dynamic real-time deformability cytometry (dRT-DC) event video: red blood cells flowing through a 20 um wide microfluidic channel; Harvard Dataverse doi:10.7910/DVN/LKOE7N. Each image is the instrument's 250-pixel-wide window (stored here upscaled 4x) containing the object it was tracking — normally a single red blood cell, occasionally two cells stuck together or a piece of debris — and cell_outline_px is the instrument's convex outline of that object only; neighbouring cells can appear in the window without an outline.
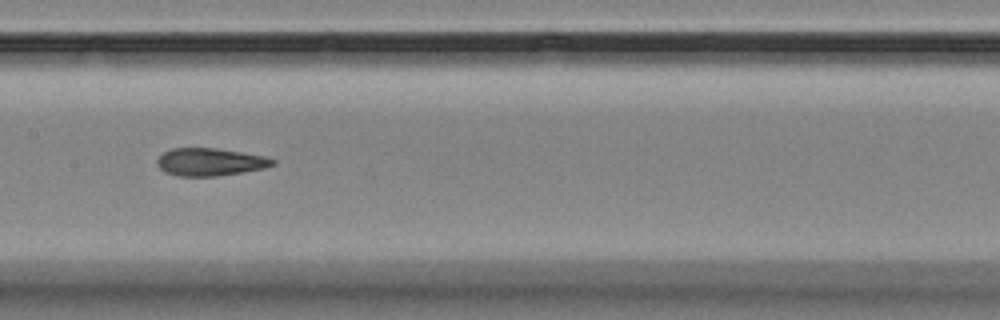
{"species": "Egyptian fruit bat (a non-hibernating species)", "species_latin": "Rousettus aegyptiacus", "temperature_condition": "room temperature", "stored_images_in_passage": 10, "camera_frame_rate_fps": 3000, "um_per_image_px": 0.085, "animal": {"sex": "female"}, "frame": {"image": 1, "passage_image": 7, "time_ms": 6.667, "image_size_px": [1000, 320], "cell_outline_px": [[276, 164], [264, 168], [216, 176], [180, 176], [164, 172], [156, 164], [156, 160], [164, 152], [172, 148], [216, 148], [264, 156], [276, 160]], "centroid_in_image_um": [17.84, 13.76], "position_along_channel_um": 189.6, "area_um2": 18.5}}
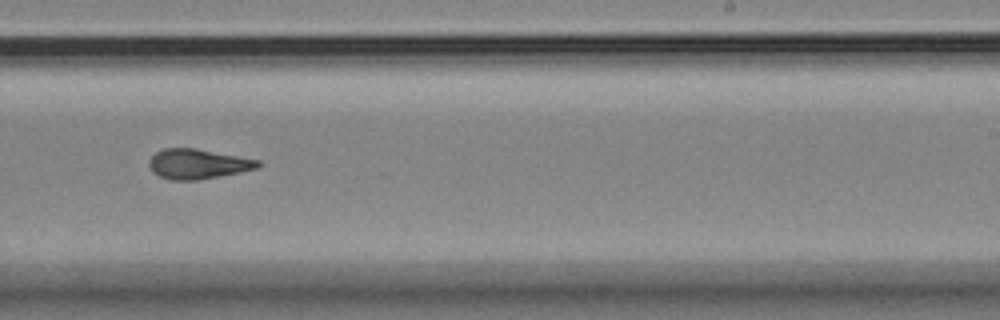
{"frame": {"image": 2, "passage_image": 9, "time_ms": 9.0, "image_size_px": [1000, 320], "cell_outline_px": [[260, 164], [256, 168], [240, 172], [200, 180], [168, 180], [152, 172], [148, 164], [148, 160], [156, 152], [164, 148], [196, 148], [260, 160]], "centroid_in_image_um": [16.78, 13.94], "position_along_channel_um": 272.2, "area_um2": 19.02}}
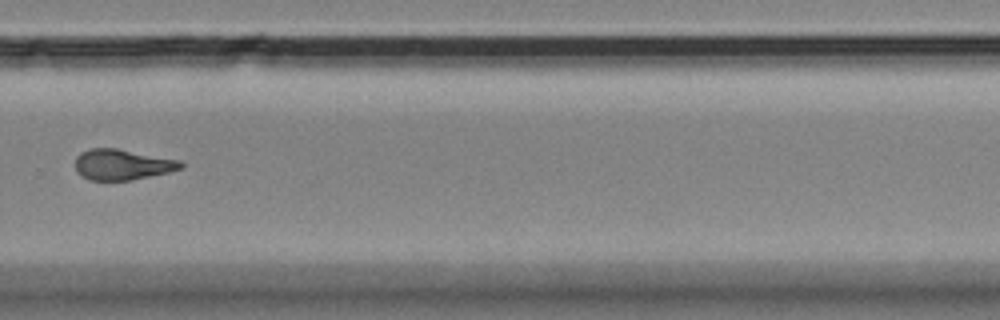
{"frame": {"image": 3, "passage_image": 10, "time_ms": 10.333, "image_size_px": [1000, 320], "cell_outline_px": [[184, 168], [168, 172], [132, 180], [88, 180], [80, 176], [76, 172], [76, 156], [80, 152], [92, 148], [116, 148], [180, 160], [184, 164]], "centroid_in_image_um": [10.38, 13.99], "position_along_channel_um": 319.4, "area_um2": 18.96}}